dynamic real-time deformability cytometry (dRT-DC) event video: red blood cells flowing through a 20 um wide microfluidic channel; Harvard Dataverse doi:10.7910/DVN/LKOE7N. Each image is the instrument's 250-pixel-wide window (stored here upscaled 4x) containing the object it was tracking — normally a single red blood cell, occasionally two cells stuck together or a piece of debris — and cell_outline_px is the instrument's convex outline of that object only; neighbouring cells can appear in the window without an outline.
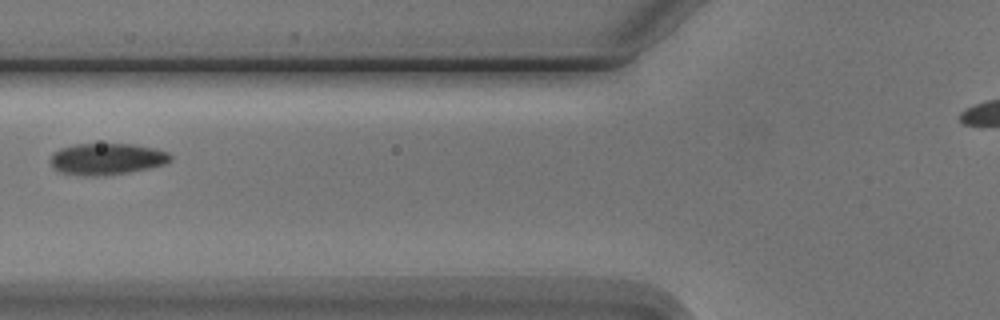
{"species": "Egyptian fruit bat (a non-hibernating species)", "species_latin": "Rousettus aegyptiacus", "temperature_condition": "cold", "stored_images_in_passage": 2, "camera_frame_rate_fps": 3000, "um_per_image_px": 0.085, "animal": {"sex": "male"}, "frame": {"image": 1, "passage_image": 2, "time_ms": 1.333, "image_size_px": [1000, 320], "cell_outline_px": [[172, 160], [164, 164], [148, 168], [128, 172], [104, 176], [76, 176], [60, 172], [52, 168], [48, 160], [52, 152], [60, 148], [76, 144], [136, 144], [168, 152], [172, 156]], "centroid_in_image_um": [9.01, 13.52], "position_along_channel_um": 116.8, "area_um2": 22.43}}